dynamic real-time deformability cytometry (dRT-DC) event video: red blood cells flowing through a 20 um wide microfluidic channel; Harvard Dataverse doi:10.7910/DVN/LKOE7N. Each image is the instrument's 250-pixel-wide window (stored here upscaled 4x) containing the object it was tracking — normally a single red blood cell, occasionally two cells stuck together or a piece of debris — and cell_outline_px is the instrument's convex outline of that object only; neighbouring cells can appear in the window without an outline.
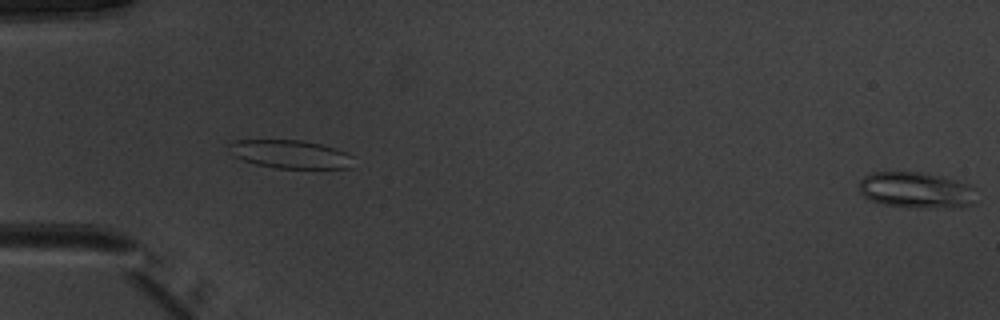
{"species": "common noctule bat (a hibernating species)", "species_latin": "Nyctalus noctula", "temperature_condition": "warm", "stored_images_in_passage": 9, "camera_frame_rate_fps": 3000, "um_per_image_px": 0.085, "animal": {"sex": "male", "body_mass_g": 20.1, "forearm_length_mm": 53.5}, "frame": {"image": 1, "passage_image": 9, "time_ms": 2.667, "image_size_px": [1000, 320], "cell_outline_px": [[980, 200], [976, 204], [952, 208], [916, 208], [884, 204], [872, 200], [864, 196], [860, 192], [860, 180], [864, 176], [872, 172], [920, 172], [940, 176], [972, 184], [976, 188]], "centroid_in_image_um": [78.01, 16.18], "position_along_channel_um": 7.0, "area_um2": 25.26}}